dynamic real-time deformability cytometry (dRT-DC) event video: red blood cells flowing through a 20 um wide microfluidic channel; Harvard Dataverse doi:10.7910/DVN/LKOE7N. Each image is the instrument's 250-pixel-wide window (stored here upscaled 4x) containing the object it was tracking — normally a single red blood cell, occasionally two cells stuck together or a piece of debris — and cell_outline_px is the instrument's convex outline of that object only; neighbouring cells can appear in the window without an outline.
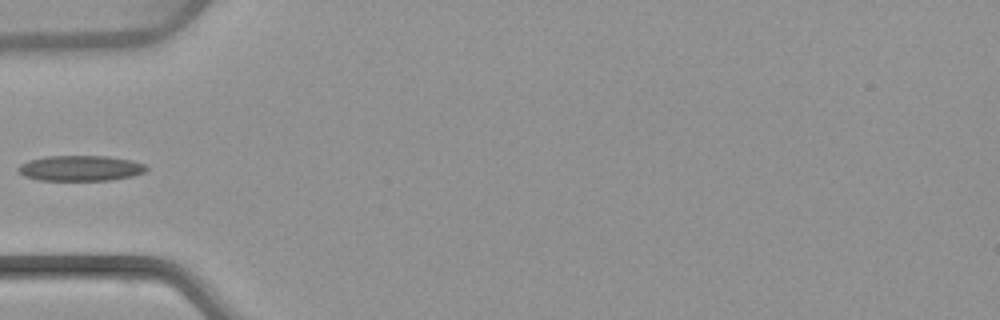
{"species": "common noctule bat (a hibernating species)", "species_latin": "Nyctalus noctula", "temperature_condition": "warm", "stored_images_in_passage": 6, "camera_frame_rate_fps": 3000, "um_per_image_px": 0.085, "animal": {"sex": "female", "body_mass_g": 22.7, "forearm_length_mm": 54.2}, "frame": {"image": 1, "passage_image": 5, "time_ms": 5.0, "image_size_px": [1000, 320], "cell_outline_px": [[148, 168], [144, 172], [132, 176], [108, 180], [40, 180], [24, 176], [16, 168], [20, 164], [28, 160], [44, 156], [108, 156], [132, 160], [144, 164]], "centroid_in_image_um": [6.82, 14.29], "position_along_channel_um": 78.2, "area_um2": 19.02}}
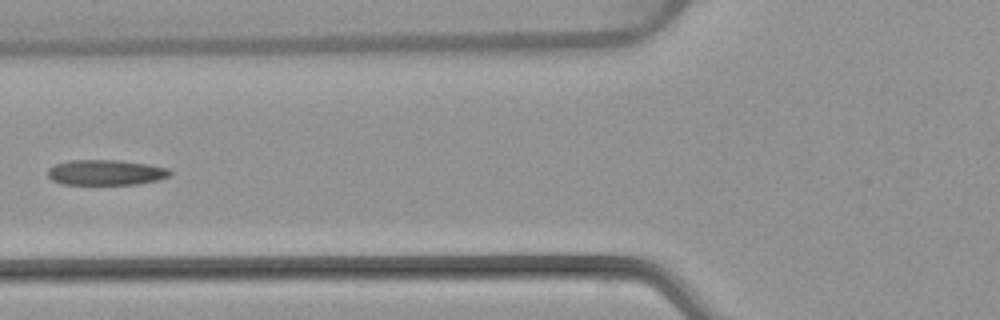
{"frame": {"image": 2, "passage_image": 6, "time_ms": 6.0, "image_size_px": [1000, 320], "cell_outline_px": [[172, 172], [168, 176], [156, 180], [136, 184], [60, 184], [52, 180], [48, 176], [48, 168], [56, 164], [72, 160], [120, 160], [148, 164], [168, 168]], "centroid_in_image_um": [8.97, 14.65], "position_along_channel_um": 116.8, "area_um2": 17.98}}